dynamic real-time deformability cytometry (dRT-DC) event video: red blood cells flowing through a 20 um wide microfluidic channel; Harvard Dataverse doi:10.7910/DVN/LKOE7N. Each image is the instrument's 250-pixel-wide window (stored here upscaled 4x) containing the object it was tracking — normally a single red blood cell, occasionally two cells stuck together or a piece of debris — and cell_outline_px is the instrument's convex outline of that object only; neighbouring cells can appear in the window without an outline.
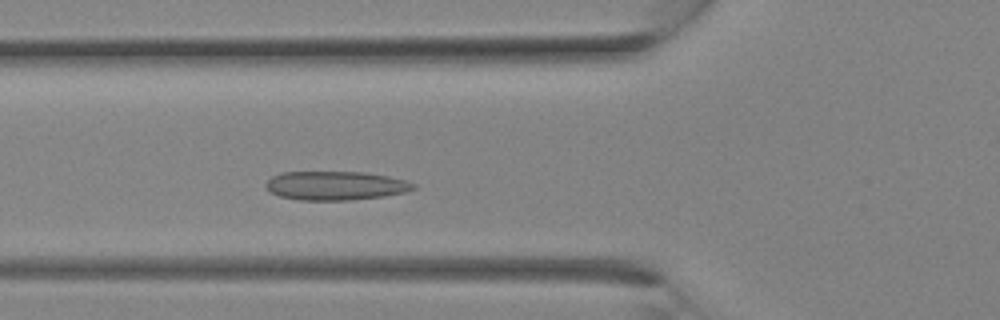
{"species": "Egyptian fruit bat (a non-hibernating species)", "species_latin": "Rousettus aegyptiacus", "temperature_condition": "room temperature", "stored_images_in_passage": 8, "camera_frame_rate_fps": 3000, "um_per_image_px": 0.085, "animal": {"sex": "female"}, "frame": {"image": 1, "passage_image": 8, "time_ms": 2.333, "image_size_px": [1000, 320], "cell_outline_px": [[416, 188], [404, 192], [384, 196], [348, 200], [300, 200], [280, 196], [272, 192], [264, 184], [272, 176], [280, 172], [364, 172], [388, 176], [404, 180], [416, 184]], "centroid_in_image_um": [28.52, 15.77], "position_along_channel_um": 97.3, "area_um2": 24.68}}